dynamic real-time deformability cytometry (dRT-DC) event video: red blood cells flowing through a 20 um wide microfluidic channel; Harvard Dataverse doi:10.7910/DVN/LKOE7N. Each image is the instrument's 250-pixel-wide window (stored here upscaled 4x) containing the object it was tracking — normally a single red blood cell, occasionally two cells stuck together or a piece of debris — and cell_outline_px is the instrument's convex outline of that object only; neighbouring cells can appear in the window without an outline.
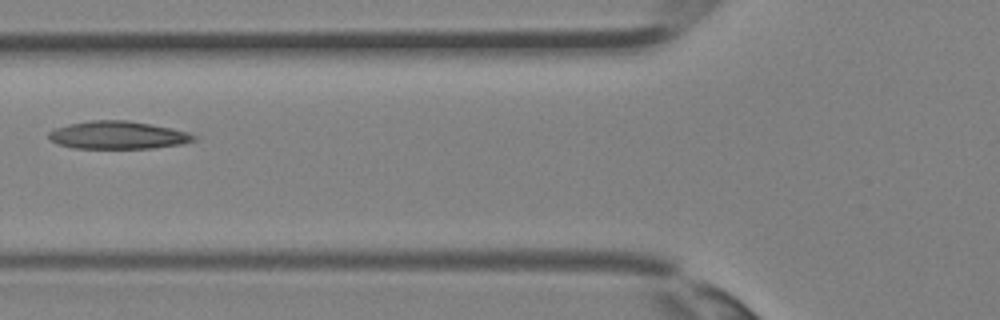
{"species": "Egyptian fruit bat (a non-hibernating species)", "species_latin": "Rousettus aegyptiacus", "temperature_condition": "room temperature", "stored_images_in_passage": 11, "camera_frame_rate_fps": 3000, "um_per_image_px": 0.085, "animal": {"sex": "female"}, "frame": {"image": 1, "passage_image": 5, "time_ms": 1.333, "image_size_px": [1000, 320], "cell_outline_px": [[200, 136], [196, 140], [180, 144], [152, 148], [72, 148], [56, 144], [48, 140], [48, 132], [56, 128], [68, 124], [88, 120], [128, 120], [172, 128], [188, 132]], "centroid_in_image_um": [10.0, 11.48], "position_along_channel_um": 115.8, "area_um2": 23.76}}
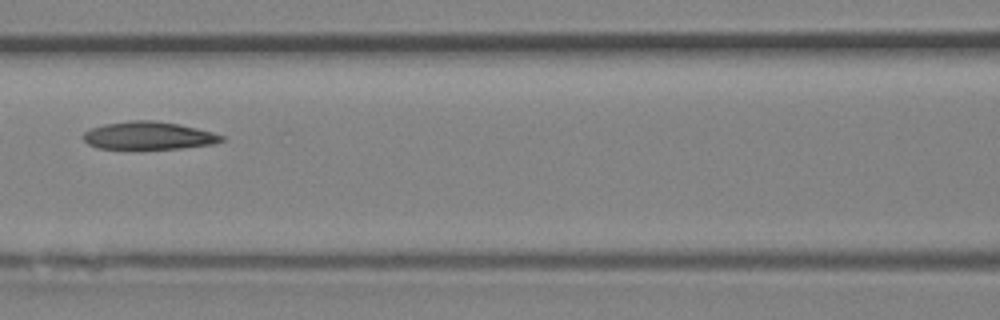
{"frame": {"image": 2, "passage_image": 7, "time_ms": 2.0, "image_size_px": [1000, 320], "cell_outline_px": [[224, 140], [216, 144], [180, 148], [96, 148], [88, 144], [84, 140], [84, 132], [92, 128], [104, 124], [132, 120], [152, 120], [180, 124], [212, 132], [224, 136]], "centroid_in_image_um": [12.66, 11.52], "position_along_channel_um": 153.9, "area_um2": 22.2}}